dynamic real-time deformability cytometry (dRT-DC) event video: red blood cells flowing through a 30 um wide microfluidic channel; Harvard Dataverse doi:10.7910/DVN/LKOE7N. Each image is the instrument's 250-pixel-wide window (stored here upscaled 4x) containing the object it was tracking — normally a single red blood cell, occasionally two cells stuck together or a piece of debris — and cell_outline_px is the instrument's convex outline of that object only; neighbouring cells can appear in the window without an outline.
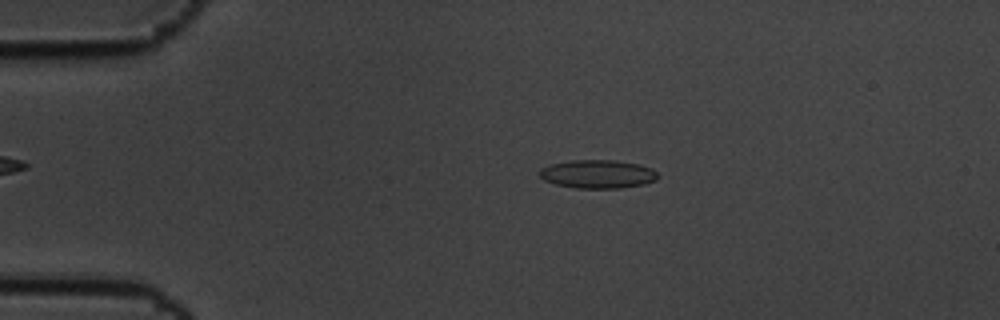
{"species": "common noctule bat (a hibernating species)", "species_latin": "Nyctalus noctula", "temperature_condition": "cold", "stored_images_in_passage": 57, "camera_frame_rate_fps": 3000, "um_per_image_px": 0.085, "animal": {"sex": "male", "body_mass_g": 19.5, "forearm_length_mm": 54.6}, "frame": {"image": 1, "passage_image": 11, "time_ms": 3.333, "image_size_px": [1000, 320], "cell_outline_px": [[656, 180], [644, 184], [620, 188], [576, 188], [556, 184], [544, 180], [540, 176], [540, 168], [552, 164], [572, 160], [616, 160], [640, 164], [652, 168], [656, 172]], "centroid_in_image_um": [50.82, 14.79], "position_along_channel_um": 34.2, "area_um2": 19.54}}
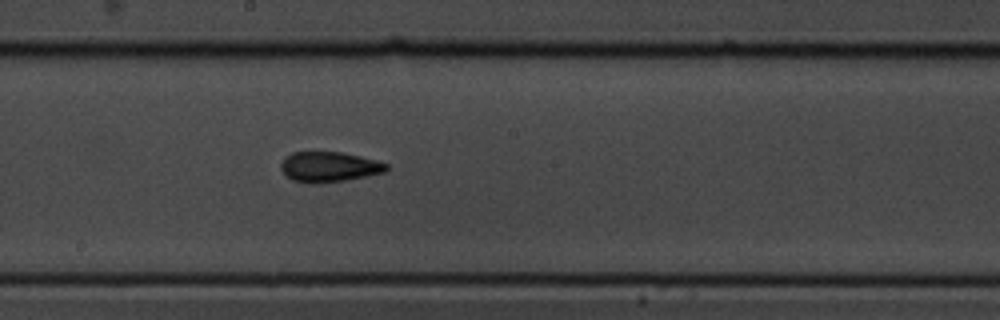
{"frame": {"image": 2, "passage_image": 31, "time_ms": 10.0, "image_size_px": [1000, 320], "cell_outline_px": [[388, 168], [384, 172], [344, 180], [316, 184], [308, 184], [292, 180], [280, 168], [280, 164], [284, 156], [292, 152], [340, 152], [360, 156], [376, 160], [388, 164]], "centroid_in_image_um": [27.93, 14.18], "position_along_channel_um": 220.3, "area_um2": 18.55}}
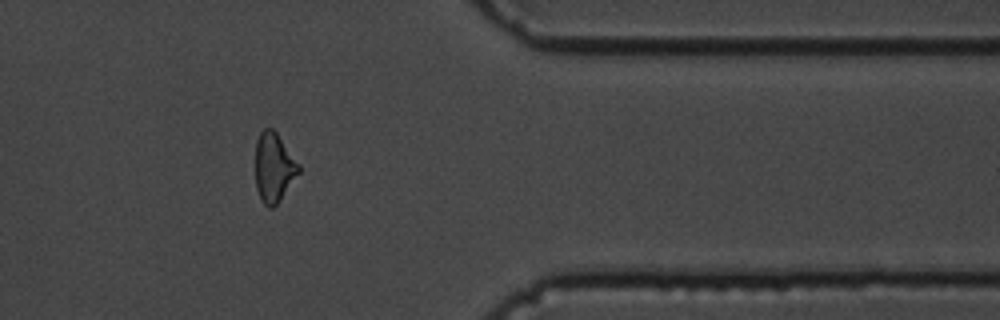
{"frame": {"image": 3, "passage_image": 47, "time_ms": 15.333, "image_size_px": [1000, 320], "cell_outline_px": [[300, 172], [280, 200], [272, 208], [268, 208], [260, 200], [256, 188], [256, 140], [260, 132], [264, 128], [272, 128], [276, 132], [300, 164]], "centroid_in_image_um": [23.28, 14.24], "position_along_channel_um": 388.1, "area_um2": 17.57}, "authors_computed_cell_mechanics": {"area_um2": 18.2648, "velocity_mm_per_s": 3.4389, "shape_relaxation_time_tau1_ms": 10.1418, "shape_relaxation_time_tau2_ms": 2.7921, "deformation_change_tau1": 0.1671, "deformation_change_tau2": 0.0931}}